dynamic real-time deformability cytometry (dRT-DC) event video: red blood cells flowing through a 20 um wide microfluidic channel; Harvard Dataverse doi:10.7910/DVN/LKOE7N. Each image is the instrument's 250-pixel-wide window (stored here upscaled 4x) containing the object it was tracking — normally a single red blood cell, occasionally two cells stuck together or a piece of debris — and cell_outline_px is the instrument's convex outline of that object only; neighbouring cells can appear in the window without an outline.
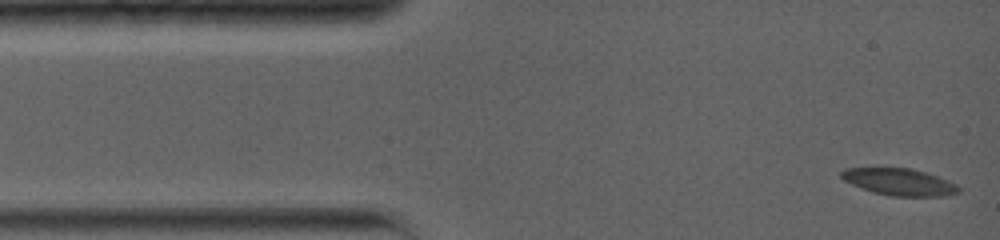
{"species": "common noctule bat (a hibernating species)", "species_latin": "Nyctalus noctula", "temperature_condition": "warm", "stored_images_in_passage": 17, "camera_frame_rate_fps": 5000, "um_per_image_px": 0.085, "animal": {"sex": "female", "body_mass_g": 19.0, "forearm_length_mm": 56.7}, "frame": {"image": 1, "passage_image": 1, "time_ms": 0.0, "image_size_px": [1000, 240], "cell_outline_px": [[960, 192], [940, 196], [892, 196], [872, 192], [860, 188], [844, 180], [840, 176], [840, 172], [844, 168], [912, 168], [948, 180], [956, 184], [960, 188]], "centroid_in_image_um": [76.41, 15.46], "position_along_channel_um": 8.6, "area_um2": 18.32}}
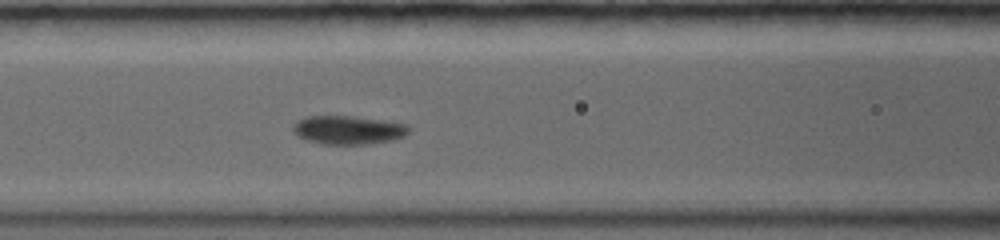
{"frame": {"image": 2, "passage_image": 10, "time_ms": 5.4, "image_size_px": [1000, 240], "cell_outline_px": [[408, 132], [404, 136], [392, 140], [368, 144], [320, 144], [296, 136], [292, 128], [292, 124], [296, 120], [304, 116], [352, 116], [384, 120], [404, 124], [408, 128]], "centroid_in_image_um": [29.52, 11.04], "position_along_channel_um": 137.1, "area_um2": 19.36}}
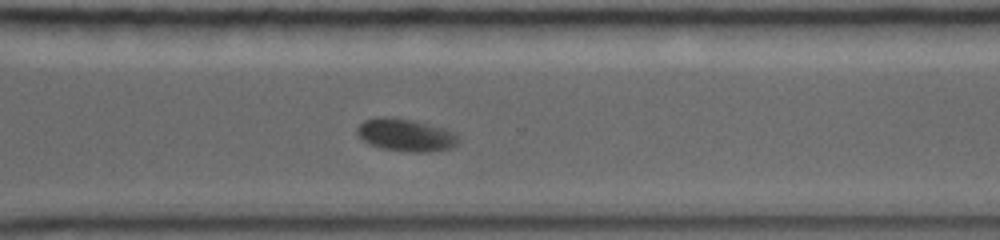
{"frame": {"image": 3, "passage_image": 17, "time_ms": 10.8, "image_size_px": [1000, 240], "cell_outline_px": [[456, 144], [452, 148], [428, 152], [416, 152], [380, 148], [368, 144], [356, 132], [356, 128], [364, 120], [376, 116], [392, 116], [412, 120], [428, 124], [452, 132], [456, 136]], "centroid_in_image_um": [34.41, 11.46], "position_along_channel_um": 336.2, "area_um2": 19.02}}